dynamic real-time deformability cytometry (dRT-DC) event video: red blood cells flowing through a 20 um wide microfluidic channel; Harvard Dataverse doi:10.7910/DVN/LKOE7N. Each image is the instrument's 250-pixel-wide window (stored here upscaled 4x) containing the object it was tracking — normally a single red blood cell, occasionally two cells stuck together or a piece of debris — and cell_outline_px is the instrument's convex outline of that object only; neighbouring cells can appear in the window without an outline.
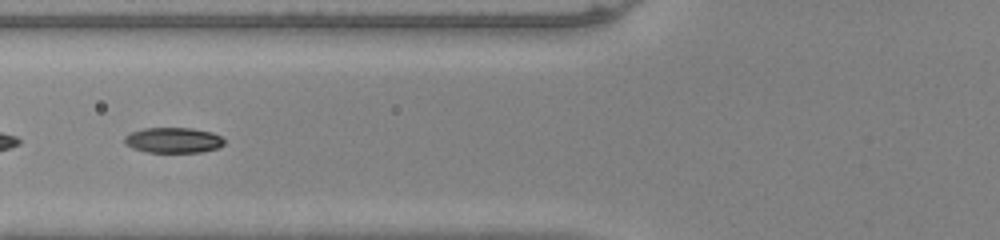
{"species": "common noctule bat (a hibernating species)", "species_latin": "Nyctalus noctula", "temperature_condition": "warm", "stored_images_in_passage": 54, "camera_frame_rate_fps": 3000, "um_per_image_px": 0.085, "animal": {"sex": "male", "body_mass_g": 20.0, "forearm_length_mm": 53.3}, "frame": {"image": 1, "passage_image": 23, "time_ms": 7.333, "image_size_px": [1000, 240], "cell_outline_px": [[224, 144], [216, 148], [200, 152], [144, 152], [132, 148], [124, 144], [124, 136], [132, 132], [144, 128], [192, 128], [212, 132], [220, 136], [224, 140]], "centroid_in_image_um": [14.69, 11.92], "position_along_channel_um": 111.1, "area_um2": 14.8}}
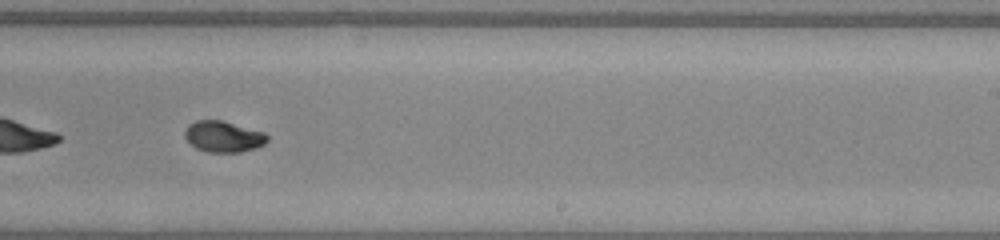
{"frame": {"image": 2, "passage_image": 35, "time_ms": 11.333, "image_size_px": [1000, 240], "cell_outline_px": [[268, 140], [264, 144], [256, 148], [240, 152], [208, 152], [196, 148], [184, 136], [184, 132], [188, 124], [196, 120], [220, 120], [264, 132], [268, 136]], "centroid_in_image_um": [18.98, 11.61], "position_along_channel_um": 270.0, "area_um2": 14.85}}
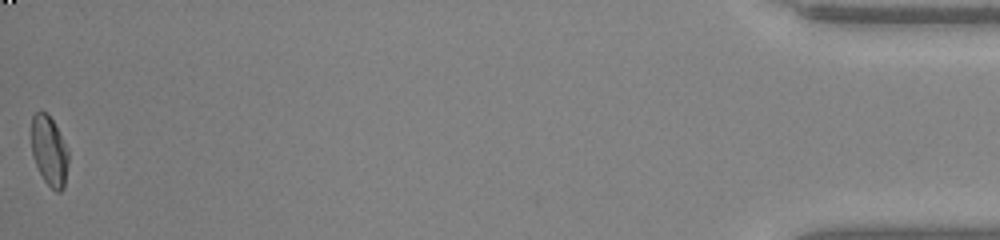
{"frame": {"image": 3, "passage_image": 54, "time_ms": 17.667, "image_size_px": [1000, 240], "cell_outline_px": [[68, 164], [64, 188], [60, 192], [56, 192], [44, 180], [32, 156], [32, 116], [40, 108], [52, 120], [68, 148]], "centroid_in_image_um": [4.19, 12.83], "position_along_channel_um": 431.0, "area_um2": 14.97}, "authors_computed_cell_mechanics": {"area_um2": 15.317, "velocity_mm_per_s": 3.9819, "shape_relaxation_time_tau1_ms": 4.5297, "shape_relaxation_time_tau2_ms": 1.509, "deformation_change_tau1": 0.2006, "deformation_change_tau2": 0.0315}}